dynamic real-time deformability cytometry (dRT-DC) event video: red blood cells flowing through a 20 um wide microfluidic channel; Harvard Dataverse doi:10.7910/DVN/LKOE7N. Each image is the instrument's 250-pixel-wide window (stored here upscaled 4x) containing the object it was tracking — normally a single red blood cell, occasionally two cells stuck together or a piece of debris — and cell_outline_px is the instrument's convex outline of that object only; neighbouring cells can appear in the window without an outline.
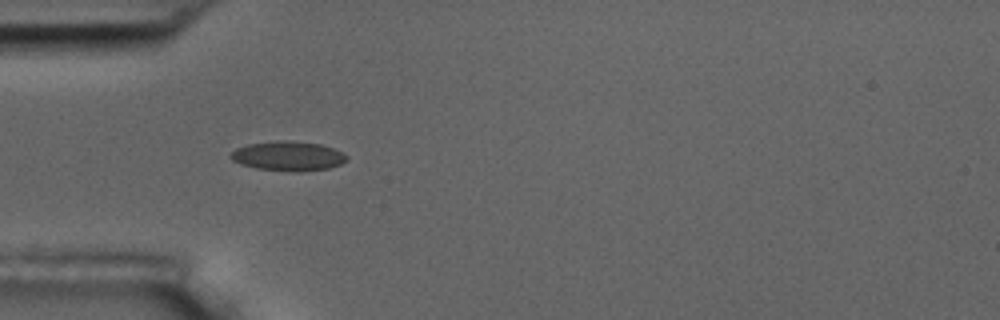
{"species": "common noctule bat (a hibernating species)", "species_latin": "Nyctalus noctula", "temperature_condition": "room temperature", "stored_images_in_passage": 3, "camera_frame_rate_fps": 3000, "um_per_image_px": 0.085, "animal": {"sex": "male", "body_mass_g": 17.5, "forearm_length_mm": 52.3}, "frame": {"image": 1, "passage_image": 1, "time_ms": 0.0, "image_size_px": [1000, 320], "cell_outline_px": [[348, 160], [340, 164], [328, 168], [296, 172], [256, 168], [240, 164], [232, 160], [228, 156], [236, 148], [248, 144], [284, 140], [288, 140], [320, 144], [332, 148], [348, 156]], "centroid_in_image_um": [24.47, 13.26], "position_along_channel_um": 60.5, "area_um2": 19.83}}